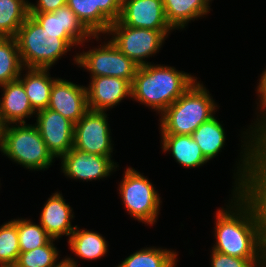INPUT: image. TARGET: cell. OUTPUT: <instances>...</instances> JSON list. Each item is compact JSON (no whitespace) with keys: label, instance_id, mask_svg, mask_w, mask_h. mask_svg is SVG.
<instances>
[{"label":"cell","instance_id":"cell-35","mask_svg":"<svg viewBox=\"0 0 266 267\" xmlns=\"http://www.w3.org/2000/svg\"><path fill=\"white\" fill-rule=\"evenodd\" d=\"M54 267H78L76 261L71 256L70 257H64L60 262H58Z\"/></svg>","mask_w":266,"mask_h":267},{"label":"cell","instance_id":"cell-8","mask_svg":"<svg viewBox=\"0 0 266 267\" xmlns=\"http://www.w3.org/2000/svg\"><path fill=\"white\" fill-rule=\"evenodd\" d=\"M173 30H151L132 28L119 20L112 22L105 36H111L112 43L138 66L150 64L145 58L155 56Z\"/></svg>","mask_w":266,"mask_h":267},{"label":"cell","instance_id":"cell-38","mask_svg":"<svg viewBox=\"0 0 266 267\" xmlns=\"http://www.w3.org/2000/svg\"><path fill=\"white\" fill-rule=\"evenodd\" d=\"M1 129H2V126H1V124H0V137H1Z\"/></svg>","mask_w":266,"mask_h":267},{"label":"cell","instance_id":"cell-17","mask_svg":"<svg viewBox=\"0 0 266 267\" xmlns=\"http://www.w3.org/2000/svg\"><path fill=\"white\" fill-rule=\"evenodd\" d=\"M29 15L45 31L50 33H68L80 46H84L83 43L89 42L93 38L96 41L101 39L100 35H93L67 5L58 8L54 12H29Z\"/></svg>","mask_w":266,"mask_h":267},{"label":"cell","instance_id":"cell-20","mask_svg":"<svg viewBox=\"0 0 266 267\" xmlns=\"http://www.w3.org/2000/svg\"><path fill=\"white\" fill-rule=\"evenodd\" d=\"M161 144L162 151L170 152L183 167L193 169L209 162L192 135L161 134Z\"/></svg>","mask_w":266,"mask_h":267},{"label":"cell","instance_id":"cell-29","mask_svg":"<svg viewBox=\"0 0 266 267\" xmlns=\"http://www.w3.org/2000/svg\"><path fill=\"white\" fill-rule=\"evenodd\" d=\"M20 253L17 219L0 226V267L15 265Z\"/></svg>","mask_w":266,"mask_h":267},{"label":"cell","instance_id":"cell-30","mask_svg":"<svg viewBox=\"0 0 266 267\" xmlns=\"http://www.w3.org/2000/svg\"><path fill=\"white\" fill-rule=\"evenodd\" d=\"M57 239H52L44 246L27 252H20L16 262L17 267H54L59 262V250L54 245Z\"/></svg>","mask_w":266,"mask_h":267},{"label":"cell","instance_id":"cell-5","mask_svg":"<svg viewBox=\"0 0 266 267\" xmlns=\"http://www.w3.org/2000/svg\"><path fill=\"white\" fill-rule=\"evenodd\" d=\"M0 151L11 161L29 170H45L55 160L34 124H8L2 127Z\"/></svg>","mask_w":266,"mask_h":267},{"label":"cell","instance_id":"cell-31","mask_svg":"<svg viewBox=\"0 0 266 267\" xmlns=\"http://www.w3.org/2000/svg\"><path fill=\"white\" fill-rule=\"evenodd\" d=\"M211 251V267H266V259H244Z\"/></svg>","mask_w":266,"mask_h":267},{"label":"cell","instance_id":"cell-34","mask_svg":"<svg viewBox=\"0 0 266 267\" xmlns=\"http://www.w3.org/2000/svg\"><path fill=\"white\" fill-rule=\"evenodd\" d=\"M35 4L29 2V12H54L65 6L66 0H37Z\"/></svg>","mask_w":266,"mask_h":267},{"label":"cell","instance_id":"cell-19","mask_svg":"<svg viewBox=\"0 0 266 267\" xmlns=\"http://www.w3.org/2000/svg\"><path fill=\"white\" fill-rule=\"evenodd\" d=\"M0 88L3 89L0 98V124L2 127L8 124L26 123V118L36 115L25 88L19 80L8 82Z\"/></svg>","mask_w":266,"mask_h":267},{"label":"cell","instance_id":"cell-6","mask_svg":"<svg viewBox=\"0 0 266 267\" xmlns=\"http://www.w3.org/2000/svg\"><path fill=\"white\" fill-rule=\"evenodd\" d=\"M118 186L120 198L128 214L144 224L156 223L161 197L146 176L132 167L126 168Z\"/></svg>","mask_w":266,"mask_h":267},{"label":"cell","instance_id":"cell-14","mask_svg":"<svg viewBox=\"0 0 266 267\" xmlns=\"http://www.w3.org/2000/svg\"><path fill=\"white\" fill-rule=\"evenodd\" d=\"M47 108L76 124L89 110L86 86L58 77L52 85Z\"/></svg>","mask_w":266,"mask_h":267},{"label":"cell","instance_id":"cell-23","mask_svg":"<svg viewBox=\"0 0 266 267\" xmlns=\"http://www.w3.org/2000/svg\"><path fill=\"white\" fill-rule=\"evenodd\" d=\"M77 226L67 241L72 253L85 260H97L104 257L108 252L106 239L97 232Z\"/></svg>","mask_w":266,"mask_h":267},{"label":"cell","instance_id":"cell-11","mask_svg":"<svg viewBox=\"0 0 266 267\" xmlns=\"http://www.w3.org/2000/svg\"><path fill=\"white\" fill-rule=\"evenodd\" d=\"M60 158L61 171L65 177L86 182L107 178L119 167L113 159L111 160L112 156H100L75 148Z\"/></svg>","mask_w":266,"mask_h":267},{"label":"cell","instance_id":"cell-1","mask_svg":"<svg viewBox=\"0 0 266 267\" xmlns=\"http://www.w3.org/2000/svg\"><path fill=\"white\" fill-rule=\"evenodd\" d=\"M226 208L216 213L211 250L244 259H266L260 214L256 204L242 189H232Z\"/></svg>","mask_w":266,"mask_h":267},{"label":"cell","instance_id":"cell-24","mask_svg":"<svg viewBox=\"0 0 266 267\" xmlns=\"http://www.w3.org/2000/svg\"><path fill=\"white\" fill-rule=\"evenodd\" d=\"M193 139L199 145L202 154L209 161L218 156L225 145L226 134L223 124L217 117L203 122L193 133Z\"/></svg>","mask_w":266,"mask_h":267},{"label":"cell","instance_id":"cell-12","mask_svg":"<svg viewBox=\"0 0 266 267\" xmlns=\"http://www.w3.org/2000/svg\"><path fill=\"white\" fill-rule=\"evenodd\" d=\"M34 125L55 158L60 159L73 148L74 123L60 113L49 108L40 110Z\"/></svg>","mask_w":266,"mask_h":267},{"label":"cell","instance_id":"cell-27","mask_svg":"<svg viewBox=\"0 0 266 267\" xmlns=\"http://www.w3.org/2000/svg\"><path fill=\"white\" fill-rule=\"evenodd\" d=\"M24 66L15 37H0V86L18 80Z\"/></svg>","mask_w":266,"mask_h":267},{"label":"cell","instance_id":"cell-9","mask_svg":"<svg viewBox=\"0 0 266 267\" xmlns=\"http://www.w3.org/2000/svg\"><path fill=\"white\" fill-rule=\"evenodd\" d=\"M80 53V54H79ZM74 56V63L90 72L91 77H118L130 84L136 75L138 65L124 55L111 40L86 52Z\"/></svg>","mask_w":266,"mask_h":267},{"label":"cell","instance_id":"cell-18","mask_svg":"<svg viewBox=\"0 0 266 267\" xmlns=\"http://www.w3.org/2000/svg\"><path fill=\"white\" fill-rule=\"evenodd\" d=\"M73 208L66 203L60 192L53 193L45 202L40 214L39 224L46 233L53 239L59 240L61 236H68L73 233L76 225H72L75 215Z\"/></svg>","mask_w":266,"mask_h":267},{"label":"cell","instance_id":"cell-7","mask_svg":"<svg viewBox=\"0 0 266 267\" xmlns=\"http://www.w3.org/2000/svg\"><path fill=\"white\" fill-rule=\"evenodd\" d=\"M249 126V129L243 131L241 155L235 168L236 173L233 175L235 179L233 187L242 189L256 204L261 219L262 238L266 245V179L254 168L256 123Z\"/></svg>","mask_w":266,"mask_h":267},{"label":"cell","instance_id":"cell-3","mask_svg":"<svg viewBox=\"0 0 266 267\" xmlns=\"http://www.w3.org/2000/svg\"><path fill=\"white\" fill-rule=\"evenodd\" d=\"M15 39L24 68H51L71 48L80 46L68 33L45 31L31 15Z\"/></svg>","mask_w":266,"mask_h":267},{"label":"cell","instance_id":"cell-32","mask_svg":"<svg viewBox=\"0 0 266 267\" xmlns=\"http://www.w3.org/2000/svg\"><path fill=\"white\" fill-rule=\"evenodd\" d=\"M254 165H266V117L256 122Z\"/></svg>","mask_w":266,"mask_h":267},{"label":"cell","instance_id":"cell-10","mask_svg":"<svg viewBox=\"0 0 266 267\" xmlns=\"http://www.w3.org/2000/svg\"><path fill=\"white\" fill-rule=\"evenodd\" d=\"M107 112L88 110L74 124L73 148L100 156H112L113 142Z\"/></svg>","mask_w":266,"mask_h":267},{"label":"cell","instance_id":"cell-26","mask_svg":"<svg viewBox=\"0 0 266 267\" xmlns=\"http://www.w3.org/2000/svg\"><path fill=\"white\" fill-rule=\"evenodd\" d=\"M29 16V0H0V37H15Z\"/></svg>","mask_w":266,"mask_h":267},{"label":"cell","instance_id":"cell-16","mask_svg":"<svg viewBox=\"0 0 266 267\" xmlns=\"http://www.w3.org/2000/svg\"><path fill=\"white\" fill-rule=\"evenodd\" d=\"M87 91L88 109L107 112L126 97L131 99V84L118 77H91Z\"/></svg>","mask_w":266,"mask_h":267},{"label":"cell","instance_id":"cell-2","mask_svg":"<svg viewBox=\"0 0 266 267\" xmlns=\"http://www.w3.org/2000/svg\"><path fill=\"white\" fill-rule=\"evenodd\" d=\"M197 79L168 65L139 66L131 83V99L161 115Z\"/></svg>","mask_w":266,"mask_h":267},{"label":"cell","instance_id":"cell-22","mask_svg":"<svg viewBox=\"0 0 266 267\" xmlns=\"http://www.w3.org/2000/svg\"><path fill=\"white\" fill-rule=\"evenodd\" d=\"M212 0H163L164 12L169 25L175 29H182L189 21L197 20L210 12Z\"/></svg>","mask_w":266,"mask_h":267},{"label":"cell","instance_id":"cell-25","mask_svg":"<svg viewBox=\"0 0 266 267\" xmlns=\"http://www.w3.org/2000/svg\"><path fill=\"white\" fill-rule=\"evenodd\" d=\"M178 252L161 247H144L130 254L116 267H175Z\"/></svg>","mask_w":266,"mask_h":267},{"label":"cell","instance_id":"cell-33","mask_svg":"<svg viewBox=\"0 0 266 267\" xmlns=\"http://www.w3.org/2000/svg\"><path fill=\"white\" fill-rule=\"evenodd\" d=\"M256 92H257V96L259 99L257 104V120L254 119V122H258L259 120H261L262 118L266 117V68H264V70L262 71L261 75H260V79L258 82V86L256 88ZM259 106V108H258ZM260 109V110H259ZM260 111V112H259Z\"/></svg>","mask_w":266,"mask_h":267},{"label":"cell","instance_id":"cell-4","mask_svg":"<svg viewBox=\"0 0 266 267\" xmlns=\"http://www.w3.org/2000/svg\"><path fill=\"white\" fill-rule=\"evenodd\" d=\"M218 105L200 81H195L160 117L161 134L192 135L215 116Z\"/></svg>","mask_w":266,"mask_h":267},{"label":"cell","instance_id":"cell-13","mask_svg":"<svg viewBox=\"0 0 266 267\" xmlns=\"http://www.w3.org/2000/svg\"><path fill=\"white\" fill-rule=\"evenodd\" d=\"M66 5L93 35H104L119 20L122 0H66Z\"/></svg>","mask_w":266,"mask_h":267},{"label":"cell","instance_id":"cell-28","mask_svg":"<svg viewBox=\"0 0 266 267\" xmlns=\"http://www.w3.org/2000/svg\"><path fill=\"white\" fill-rule=\"evenodd\" d=\"M20 252H27L49 243L51 238L40 225L30 219H17Z\"/></svg>","mask_w":266,"mask_h":267},{"label":"cell","instance_id":"cell-15","mask_svg":"<svg viewBox=\"0 0 266 267\" xmlns=\"http://www.w3.org/2000/svg\"><path fill=\"white\" fill-rule=\"evenodd\" d=\"M119 21L132 28L174 30L167 22L163 0H122Z\"/></svg>","mask_w":266,"mask_h":267},{"label":"cell","instance_id":"cell-21","mask_svg":"<svg viewBox=\"0 0 266 267\" xmlns=\"http://www.w3.org/2000/svg\"><path fill=\"white\" fill-rule=\"evenodd\" d=\"M26 74L19 76L23 84L31 107L35 112L46 109L50 101V92L54 81L49 71L50 68H24ZM25 75V76H24Z\"/></svg>","mask_w":266,"mask_h":267},{"label":"cell","instance_id":"cell-37","mask_svg":"<svg viewBox=\"0 0 266 267\" xmlns=\"http://www.w3.org/2000/svg\"><path fill=\"white\" fill-rule=\"evenodd\" d=\"M2 267H17L16 265L2 266Z\"/></svg>","mask_w":266,"mask_h":267},{"label":"cell","instance_id":"cell-36","mask_svg":"<svg viewBox=\"0 0 266 267\" xmlns=\"http://www.w3.org/2000/svg\"><path fill=\"white\" fill-rule=\"evenodd\" d=\"M254 168L266 179V165H254Z\"/></svg>","mask_w":266,"mask_h":267}]
</instances>
